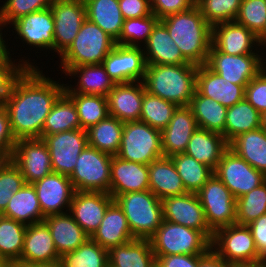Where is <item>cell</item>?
<instances>
[{"label":"cell","instance_id":"cell-1","mask_svg":"<svg viewBox=\"0 0 266 267\" xmlns=\"http://www.w3.org/2000/svg\"><path fill=\"white\" fill-rule=\"evenodd\" d=\"M53 79L38 67L26 68L15 80L2 105L16 141L41 138L46 117L65 90L64 82Z\"/></svg>","mask_w":266,"mask_h":267},{"label":"cell","instance_id":"cell-23","mask_svg":"<svg viewBox=\"0 0 266 267\" xmlns=\"http://www.w3.org/2000/svg\"><path fill=\"white\" fill-rule=\"evenodd\" d=\"M144 92L142 81L115 84L107 96L108 114L122 122L140 121Z\"/></svg>","mask_w":266,"mask_h":267},{"label":"cell","instance_id":"cell-59","mask_svg":"<svg viewBox=\"0 0 266 267\" xmlns=\"http://www.w3.org/2000/svg\"><path fill=\"white\" fill-rule=\"evenodd\" d=\"M212 248L199 260V267H229Z\"/></svg>","mask_w":266,"mask_h":267},{"label":"cell","instance_id":"cell-9","mask_svg":"<svg viewBox=\"0 0 266 267\" xmlns=\"http://www.w3.org/2000/svg\"><path fill=\"white\" fill-rule=\"evenodd\" d=\"M211 248L228 264H253L265 262L255 247L254 238L247 225L232 224L218 229Z\"/></svg>","mask_w":266,"mask_h":267},{"label":"cell","instance_id":"cell-46","mask_svg":"<svg viewBox=\"0 0 266 267\" xmlns=\"http://www.w3.org/2000/svg\"><path fill=\"white\" fill-rule=\"evenodd\" d=\"M159 21L154 14L124 20L121 34L115 41L116 44L128 47H143Z\"/></svg>","mask_w":266,"mask_h":267},{"label":"cell","instance_id":"cell-43","mask_svg":"<svg viewBox=\"0 0 266 267\" xmlns=\"http://www.w3.org/2000/svg\"><path fill=\"white\" fill-rule=\"evenodd\" d=\"M63 267H109L108 250L90 237L76 250L60 256Z\"/></svg>","mask_w":266,"mask_h":267},{"label":"cell","instance_id":"cell-5","mask_svg":"<svg viewBox=\"0 0 266 267\" xmlns=\"http://www.w3.org/2000/svg\"><path fill=\"white\" fill-rule=\"evenodd\" d=\"M114 201L124 212L135 239H150L164 220L161 199L150 190L124 193Z\"/></svg>","mask_w":266,"mask_h":267},{"label":"cell","instance_id":"cell-20","mask_svg":"<svg viewBox=\"0 0 266 267\" xmlns=\"http://www.w3.org/2000/svg\"><path fill=\"white\" fill-rule=\"evenodd\" d=\"M212 45L228 55L263 54L258 48V37L236 21L213 25Z\"/></svg>","mask_w":266,"mask_h":267},{"label":"cell","instance_id":"cell-4","mask_svg":"<svg viewBox=\"0 0 266 267\" xmlns=\"http://www.w3.org/2000/svg\"><path fill=\"white\" fill-rule=\"evenodd\" d=\"M115 45L110 35L86 18L72 44L60 56L61 75L71 67L102 64Z\"/></svg>","mask_w":266,"mask_h":267},{"label":"cell","instance_id":"cell-45","mask_svg":"<svg viewBox=\"0 0 266 267\" xmlns=\"http://www.w3.org/2000/svg\"><path fill=\"white\" fill-rule=\"evenodd\" d=\"M177 108L176 104L145 91L140 121L161 131L167 127Z\"/></svg>","mask_w":266,"mask_h":267},{"label":"cell","instance_id":"cell-40","mask_svg":"<svg viewBox=\"0 0 266 267\" xmlns=\"http://www.w3.org/2000/svg\"><path fill=\"white\" fill-rule=\"evenodd\" d=\"M80 120L73 100L63 92L46 117L42 135L80 129Z\"/></svg>","mask_w":266,"mask_h":267},{"label":"cell","instance_id":"cell-52","mask_svg":"<svg viewBox=\"0 0 266 267\" xmlns=\"http://www.w3.org/2000/svg\"><path fill=\"white\" fill-rule=\"evenodd\" d=\"M27 58L26 56L21 57L18 62L0 61V104L7 98L15 80L26 68H38L37 65H34L37 63L33 59L29 60Z\"/></svg>","mask_w":266,"mask_h":267},{"label":"cell","instance_id":"cell-42","mask_svg":"<svg viewBox=\"0 0 266 267\" xmlns=\"http://www.w3.org/2000/svg\"><path fill=\"white\" fill-rule=\"evenodd\" d=\"M26 229L27 225L0 215V256L7 262H20Z\"/></svg>","mask_w":266,"mask_h":267},{"label":"cell","instance_id":"cell-60","mask_svg":"<svg viewBox=\"0 0 266 267\" xmlns=\"http://www.w3.org/2000/svg\"><path fill=\"white\" fill-rule=\"evenodd\" d=\"M7 26L8 25L0 17V61H15L12 60L14 58L10 56V51H12V49L10 50L9 46L7 45L8 42L6 43V39L3 37L2 31L5 29V27L7 28Z\"/></svg>","mask_w":266,"mask_h":267},{"label":"cell","instance_id":"cell-10","mask_svg":"<svg viewBox=\"0 0 266 267\" xmlns=\"http://www.w3.org/2000/svg\"><path fill=\"white\" fill-rule=\"evenodd\" d=\"M209 229H218L236 223V198L224 183L213 174L197 192Z\"/></svg>","mask_w":266,"mask_h":267},{"label":"cell","instance_id":"cell-17","mask_svg":"<svg viewBox=\"0 0 266 267\" xmlns=\"http://www.w3.org/2000/svg\"><path fill=\"white\" fill-rule=\"evenodd\" d=\"M161 204L164 220L203 231L213 239L214 233L208 227L197 193L165 197L161 199Z\"/></svg>","mask_w":266,"mask_h":267},{"label":"cell","instance_id":"cell-22","mask_svg":"<svg viewBox=\"0 0 266 267\" xmlns=\"http://www.w3.org/2000/svg\"><path fill=\"white\" fill-rule=\"evenodd\" d=\"M59 259L47 224L42 221L27 225L20 262L32 266L57 263Z\"/></svg>","mask_w":266,"mask_h":267},{"label":"cell","instance_id":"cell-30","mask_svg":"<svg viewBox=\"0 0 266 267\" xmlns=\"http://www.w3.org/2000/svg\"><path fill=\"white\" fill-rule=\"evenodd\" d=\"M43 221L50 229L59 256L76 250L89 238L69 211L47 216Z\"/></svg>","mask_w":266,"mask_h":267},{"label":"cell","instance_id":"cell-7","mask_svg":"<svg viewBox=\"0 0 266 267\" xmlns=\"http://www.w3.org/2000/svg\"><path fill=\"white\" fill-rule=\"evenodd\" d=\"M116 156L126 161L149 165L164 156L161 131L142 121L124 122L121 145Z\"/></svg>","mask_w":266,"mask_h":267},{"label":"cell","instance_id":"cell-51","mask_svg":"<svg viewBox=\"0 0 266 267\" xmlns=\"http://www.w3.org/2000/svg\"><path fill=\"white\" fill-rule=\"evenodd\" d=\"M53 0H5L0 6V17L10 25L22 16L49 8Z\"/></svg>","mask_w":266,"mask_h":267},{"label":"cell","instance_id":"cell-38","mask_svg":"<svg viewBox=\"0 0 266 267\" xmlns=\"http://www.w3.org/2000/svg\"><path fill=\"white\" fill-rule=\"evenodd\" d=\"M124 122L108 115L87 131L88 145L111 156H116L121 145Z\"/></svg>","mask_w":266,"mask_h":267},{"label":"cell","instance_id":"cell-24","mask_svg":"<svg viewBox=\"0 0 266 267\" xmlns=\"http://www.w3.org/2000/svg\"><path fill=\"white\" fill-rule=\"evenodd\" d=\"M198 128L189 106H178L166 128L161 130L163 155L171 157L184 153L193 133Z\"/></svg>","mask_w":266,"mask_h":267},{"label":"cell","instance_id":"cell-32","mask_svg":"<svg viewBox=\"0 0 266 267\" xmlns=\"http://www.w3.org/2000/svg\"><path fill=\"white\" fill-rule=\"evenodd\" d=\"M228 148L222 134L197 128L184 153L215 170Z\"/></svg>","mask_w":266,"mask_h":267},{"label":"cell","instance_id":"cell-33","mask_svg":"<svg viewBox=\"0 0 266 267\" xmlns=\"http://www.w3.org/2000/svg\"><path fill=\"white\" fill-rule=\"evenodd\" d=\"M109 267H154L156 258L149 239H133L108 250Z\"/></svg>","mask_w":266,"mask_h":267},{"label":"cell","instance_id":"cell-12","mask_svg":"<svg viewBox=\"0 0 266 267\" xmlns=\"http://www.w3.org/2000/svg\"><path fill=\"white\" fill-rule=\"evenodd\" d=\"M214 174L236 199L266 181L264 173L253 168L229 148L223 153Z\"/></svg>","mask_w":266,"mask_h":267},{"label":"cell","instance_id":"cell-3","mask_svg":"<svg viewBox=\"0 0 266 267\" xmlns=\"http://www.w3.org/2000/svg\"><path fill=\"white\" fill-rule=\"evenodd\" d=\"M194 64L146 65L143 78L145 91L177 106H188L196 92Z\"/></svg>","mask_w":266,"mask_h":267},{"label":"cell","instance_id":"cell-57","mask_svg":"<svg viewBox=\"0 0 266 267\" xmlns=\"http://www.w3.org/2000/svg\"><path fill=\"white\" fill-rule=\"evenodd\" d=\"M205 254L185 255L173 254L168 256H155L157 267H199V260Z\"/></svg>","mask_w":266,"mask_h":267},{"label":"cell","instance_id":"cell-14","mask_svg":"<svg viewBox=\"0 0 266 267\" xmlns=\"http://www.w3.org/2000/svg\"><path fill=\"white\" fill-rule=\"evenodd\" d=\"M54 52L59 57L69 48L86 20L84 0H53Z\"/></svg>","mask_w":266,"mask_h":267},{"label":"cell","instance_id":"cell-50","mask_svg":"<svg viewBox=\"0 0 266 267\" xmlns=\"http://www.w3.org/2000/svg\"><path fill=\"white\" fill-rule=\"evenodd\" d=\"M25 184L19 168L10 160L0 163V215L5 211L10 198Z\"/></svg>","mask_w":266,"mask_h":267},{"label":"cell","instance_id":"cell-25","mask_svg":"<svg viewBox=\"0 0 266 267\" xmlns=\"http://www.w3.org/2000/svg\"><path fill=\"white\" fill-rule=\"evenodd\" d=\"M149 190L148 165L112 156L109 194L114 198L124 193Z\"/></svg>","mask_w":266,"mask_h":267},{"label":"cell","instance_id":"cell-61","mask_svg":"<svg viewBox=\"0 0 266 267\" xmlns=\"http://www.w3.org/2000/svg\"><path fill=\"white\" fill-rule=\"evenodd\" d=\"M258 43H259V48L263 50V53L266 54L264 51L266 50V28L262 32V34L258 37ZM264 46V47H263Z\"/></svg>","mask_w":266,"mask_h":267},{"label":"cell","instance_id":"cell-65","mask_svg":"<svg viewBox=\"0 0 266 267\" xmlns=\"http://www.w3.org/2000/svg\"><path fill=\"white\" fill-rule=\"evenodd\" d=\"M261 127L266 131V112L262 114L261 117Z\"/></svg>","mask_w":266,"mask_h":267},{"label":"cell","instance_id":"cell-6","mask_svg":"<svg viewBox=\"0 0 266 267\" xmlns=\"http://www.w3.org/2000/svg\"><path fill=\"white\" fill-rule=\"evenodd\" d=\"M149 240L155 256L206 254L212 241L203 231L166 220Z\"/></svg>","mask_w":266,"mask_h":267},{"label":"cell","instance_id":"cell-47","mask_svg":"<svg viewBox=\"0 0 266 267\" xmlns=\"http://www.w3.org/2000/svg\"><path fill=\"white\" fill-rule=\"evenodd\" d=\"M266 213V181L236 199V223L248 225Z\"/></svg>","mask_w":266,"mask_h":267},{"label":"cell","instance_id":"cell-39","mask_svg":"<svg viewBox=\"0 0 266 267\" xmlns=\"http://www.w3.org/2000/svg\"><path fill=\"white\" fill-rule=\"evenodd\" d=\"M262 114L245 98L228 107L226 112L224 138L229 143L239 134L261 127Z\"/></svg>","mask_w":266,"mask_h":267},{"label":"cell","instance_id":"cell-49","mask_svg":"<svg viewBox=\"0 0 266 267\" xmlns=\"http://www.w3.org/2000/svg\"><path fill=\"white\" fill-rule=\"evenodd\" d=\"M235 21L259 37L266 28V0H242Z\"/></svg>","mask_w":266,"mask_h":267},{"label":"cell","instance_id":"cell-56","mask_svg":"<svg viewBox=\"0 0 266 267\" xmlns=\"http://www.w3.org/2000/svg\"><path fill=\"white\" fill-rule=\"evenodd\" d=\"M124 20L152 15L151 0H118Z\"/></svg>","mask_w":266,"mask_h":267},{"label":"cell","instance_id":"cell-63","mask_svg":"<svg viewBox=\"0 0 266 267\" xmlns=\"http://www.w3.org/2000/svg\"><path fill=\"white\" fill-rule=\"evenodd\" d=\"M3 267H29V266L18 261H10L7 262Z\"/></svg>","mask_w":266,"mask_h":267},{"label":"cell","instance_id":"cell-27","mask_svg":"<svg viewBox=\"0 0 266 267\" xmlns=\"http://www.w3.org/2000/svg\"><path fill=\"white\" fill-rule=\"evenodd\" d=\"M65 75L78 79L76 85L65 84V93H78L87 95H99L107 97L115 86L114 81L107 74L102 64L82 65L71 67Z\"/></svg>","mask_w":266,"mask_h":267},{"label":"cell","instance_id":"cell-28","mask_svg":"<svg viewBox=\"0 0 266 267\" xmlns=\"http://www.w3.org/2000/svg\"><path fill=\"white\" fill-rule=\"evenodd\" d=\"M90 238L107 250L135 239L124 212L115 201L108 206L103 220Z\"/></svg>","mask_w":266,"mask_h":267},{"label":"cell","instance_id":"cell-18","mask_svg":"<svg viewBox=\"0 0 266 267\" xmlns=\"http://www.w3.org/2000/svg\"><path fill=\"white\" fill-rule=\"evenodd\" d=\"M102 65L115 84L143 81L146 60L142 47L115 45Z\"/></svg>","mask_w":266,"mask_h":267},{"label":"cell","instance_id":"cell-53","mask_svg":"<svg viewBox=\"0 0 266 267\" xmlns=\"http://www.w3.org/2000/svg\"><path fill=\"white\" fill-rule=\"evenodd\" d=\"M244 98L261 114L266 112V71L264 69L247 84Z\"/></svg>","mask_w":266,"mask_h":267},{"label":"cell","instance_id":"cell-13","mask_svg":"<svg viewBox=\"0 0 266 267\" xmlns=\"http://www.w3.org/2000/svg\"><path fill=\"white\" fill-rule=\"evenodd\" d=\"M41 138L48 146L53 172L70 176L80 153L88 145L87 131L80 128Z\"/></svg>","mask_w":266,"mask_h":267},{"label":"cell","instance_id":"cell-58","mask_svg":"<svg viewBox=\"0 0 266 267\" xmlns=\"http://www.w3.org/2000/svg\"><path fill=\"white\" fill-rule=\"evenodd\" d=\"M254 238L258 255L266 260V213L247 225Z\"/></svg>","mask_w":266,"mask_h":267},{"label":"cell","instance_id":"cell-35","mask_svg":"<svg viewBox=\"0 0 266 267\" xmlns=\"http://www.w3.org/2000/svg\"><path fill=\"white\" fill-rule=\"evenodd\" d=\"M1 215L25 225L42 222L45 217L33 184L25 183L18 192L14 193Z\"/></svg>","mask_w":266,"mask_h":267},{"label":"cell","instance_id":"cell-55","mask_svg":"<svg viewBox=\"0 0 266 267\" xmlns=\"http://www.w3.org/2000/svg\"><path fill=\"white\" fill-rule=\"evenodd\" d=\"M195 6V0H151V10L159 20L168 15L189 10Z\"/></svg>","mask_w":266,"mask_h":267},{"label":"cell","instance_id":"cell-16","mask_svg":"<svg viewBox=\"0 0 266 267\" xmlns=\"http://www.w3.org/2000/svg\"><path fill=\"white\" fill-rule=\"evenodd\" d=\"M10 26L18 35L15 39L19 38L26 46L54 53V19L50 7L22 16Z\"/></svg>","mask_w":266,"mask_h":267},{"label":"cell","instance_id":"cell-19","mask_svg":"<svg viewBox=\"0 0 266 267\" xmlns=\"http://www.w3.org/2000/svg\"><path fill=\"white\" fill-rule=\"evenodd\" d=\"M33 186L44 217L70 210L75 188L69 176L52 172L33 183Z\"/></svg>","mask_w":266,"mask_h":267},{"label":"cell","instance_id":"cell-37","mask_svg":"<svg viewBox=\"0 0 266 267\" xmlns=\"http://www.w3.org/2000/svg\"><path fill=\"white\" fill-rule=\"evenodd\" d=\"M198 128L222 134L224 137L227 107L201 95L197 90L188 105Z\"/></svg>","mask_w":266,"mask_h":267},{"label":"cell","instance_id":"cell-8","mask_svg":"<svg viewBox=\"0 0 266 267\" xmlns=\"http://www.w3.org/2000/svg\"><path fill=\"white\" fill-rule=\"evenodd\" d=\"M112 156L87 145L69 176L75 191L109 193Z\"/></svg>","mask_w":266,"mask_h":267},{"label":"cell","instance_id":"cell-41","mask_svg":"<svg viewBox=\"0 0 266 267\" xmlns=\"http://www.w3.org/2000/svg\"><path fill=\"white\" fill-rule=\"evenodd\" d=\"M187 192L197 193L212 177L214 170L186 153L170 157Z\"/></svg>","mask_w":266,"mask_h":267},{"label":"cell","instance_id":"cell-34","mask_svg":"<svg viewBox=\"0 0 266 267\" xmlns=\"http://www.w3.org/2000/svg\"><path fill=\"white\" fill-rule=\"evenodd\" d=\"M228 147L266 175V131L262 127L239 134L228 143Z\"/></svg>","mask_w":266,"mask_h":267},{"label":"cell","instance_id":"cell-64","mask_svg":"<svg viewBox=\"0 0 266 267\" xmlns=\"http://www.w3.org/2000/svg\"><path fill=\"white\" fill-rule=\"evenodd\" d=\"M29 267H63L60 262L53 263V264H43V265H32Z\"/></svg>","mask_w":266,"mask_h":267},{"label":"cell","instance_id":"cell-11","mask_svg":"<svg viewBox=\"0 0 266 267\" xmlns=\"http://www.w3.org/2000/svg\"><path fill=\"white\" fill-rule=\"evenodd\" d=\"M263 63L264 54L228 55L211 45L205 65L233 84L247 85L263 69Z\"/></svg>","mask_w":266,"mask_h":267},{"label":"cell","instance_id":"cell-66","mask_svg":"<svg viewBox=\"0 0 266 267\" xmlns=\"http://www.w3.org/2000/svg\"><path fill=\"white\" fill-rule=\"evenodd\" d=\"M7 263V261L0 256V267H3L5 264Z\"/></svg>","mask_w":266,"mask_h":267},{"label":"cell","instance_id":"cell-54","mask_svg":"<svg viewBox=\"0 0 266 267\" xmlns=\"http://www.w3.org/2000/svg\"><path fill=\"white\" fill-rule=\"evenodd\" d=\"M16 139L12 134L6 108L0 104V163L12 159Z\"/></svg>","mask_w":266,"mask_h":267},{"label":"cell","instance_id":"cell-26","mask_svg":"<svg viewBox=\"0 0 266 267\" xmlns=\"http://www.w3.org/2000/svg\"><path fill=\"white\" fill-rule=\"evenodd\" d=\"M246 86L229 82L210 70L205 64L198 66L196 90L201 95L216 100L227 108L244 99Z\"/></svg>","mask_w":266,"mask_h":267},{"label":"cell","instance_id":"cell-48","mask_svg":"<svg viewBox=\"0 0 266 267\" xmlns=\"http://www.w3.org/2000/svg\"><path fill=\"white\" fill-rule=\"evenodd\" d=\"M242 0H195L205 20L211 25L235 21Z\"/></svg>","mask_w":266,"mask_h":267},{"label":"cell","instance_id":"cell-67","mask_svg":"<svg viewBox=\"0 0 266 267\" xmlns=\"http://www.w3.org/2000/svg\"><path fill=\"white\" fill-rule=\"evenodd\" d=\"M264 63H263V69H266V55H264Z\"/></svg>","mask_w":266,"mask_h":267},{"label":"cell","instance_id":"cell-36","mask_svg":"<svg viewBox=\"0 0 266 267\" xmlns=\"http://www.w3.org/2000/svg\"><path fill=\"white\" fill-rule=\"evenodd\" d=\"M86 17L115 41L119 38L124 18L118 0H84Z\"/></svg>","mask_w":266,"mask_h":267},{"label":"cell","instance_id":"cell-31","mask_svg":"<svg viewBox=\"0 0 266 267\" xmlns=\"http://www.w3.org/2000/svg\"><path fill=\"white\" fill-rule=\"evenodd\" d=\"M149 190L159 199L187 193L170 157L162 156L148 165Z\"/></svg>","mask_w":266,"mask_h":267},{"label":"cell","instance_id":"cell-29","mask_svg":"<svg viewBox=\"0 0 266 267\" xmlns=\"http://www.w3.org/2000/svg\"><path fill=\"white\" fill-rule=\"evenodd\" d=\"M142 48L146 64H191L183 57L180 49L169 35L167 28L160 21L155 25L147 43Z\"/></svg>","mask_w":266,"mask_h":267},{"label":"cell","instance_id":"cell-2","mask_svg":"<svg viewBox=\"0 0 266 267\" xmlns=\"http://www.w3.org/2000/svg\"><path fill=\"white\" fill-rule=\"evenodd\" d=\"M160 22L189 63L197 66L206 64L212 45V26L196 5L189 10L168 15Z\"/></svg>","mask_w":266,"mask_h":267},{"label":"cell","instance_id":"cell-44","mask_svg":"<svg viewBox=\"0 0 266 267\" xmlns=\"http://www.w3.org/2000/svg\"><path fill=\"white\" fill-rule=\"evenodd\" d=\"M74 102L80 120V127L88 130L98 124L108 114L107 97L78 93H66Z\"/></svg>","mask_w":266,"mask_h":267},{"label":"cell","instance_id":"cell-15","mask_svg":"<svg viewBox=\"0 0 266 267\" xmlns=\"http://www.w3.org/2000/svg\"><path fill=\"white\" fill-rule=\"evenodd\" d=\"M11 161L19 168L25 183L33 184L53 172L49 149L42 138L17 140Z\"/></svg>","mask_w":266,"mask_h":267},{"label":"cell","instance_id":"cell-21","mask_svg":"<svg viewBox=\"0 0 266 267\" xmlns=\"http://www.w3.org/2000/svg\"><path fill=\"white\" fill-rule=\"evenodd\" d=\"M113 201L114 198L109 193L75 191L69 212L84 232L91 237Z\"/></svg>","mask_w":266,"mask_h":267},{"label":"cell","instance_id":"cell-62","mask_svg":"<svg viewBox=\"0 0 266 267\" xmlns=\"http://www.w3.org/2000/svg\"><path fill=\"white\" fill-rule=\"evenodd\" d=\"M229 267H266L265 262L253 264H232Z\"/></svg>","mask_w":266,"mask_h":267}]
</instances>
